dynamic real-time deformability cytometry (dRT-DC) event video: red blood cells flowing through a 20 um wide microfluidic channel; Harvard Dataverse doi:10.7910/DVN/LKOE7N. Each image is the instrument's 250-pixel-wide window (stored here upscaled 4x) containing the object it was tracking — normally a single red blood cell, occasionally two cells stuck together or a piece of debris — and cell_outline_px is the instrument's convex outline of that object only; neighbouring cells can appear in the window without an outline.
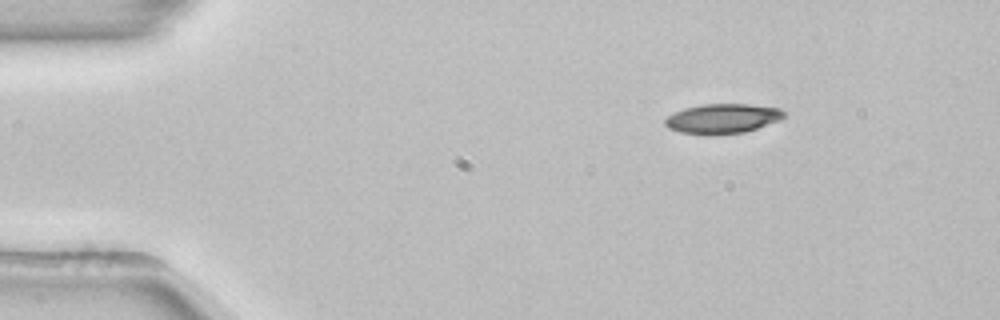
{"species": "common noctule bat (a hibernating species)", "species_latin": "Nyctalus noctula", "temperature_condition": "room temperature", "stored_images_in_passage": 47, "camera_frame_rate_fps": 3000, "um_per_image_px": 0.085, "animal": {"sex": "female", "body_mass_g": 22.7, "forearm_length_mm": 54.2}, "frame": {"image": 1, "passage_image": 1, "time_ms": 0.0, "image_size_px": [1000, 320], "cell_outline_px": [[784, 116], [780, 120], [744, 132], [680, 132], [668, 128], [664, 124], [664, 120], [668, 116], [684, 108], [704, 104], [752, 104], [780, 108], [784, 112]], "centroid_in_image_um": [61.44, 10.03], "position_along_channel_um": 23.6, "area_um2": 19.77}}
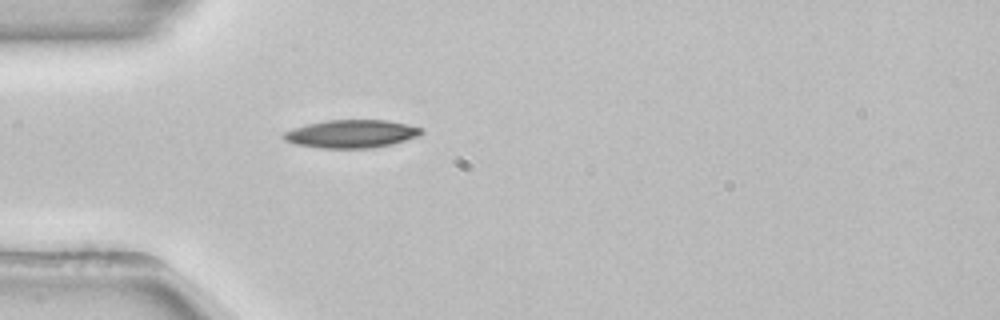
{"frame": {"image": 2, "passage_image": 9, "time_ms": 2.667, "image_size_px": [1000, 320], "cell_outline_px": [[424, 132], [420, 136], [392, 144], [372, 148], [320, 148], [296, 144], [284, 140], [280, 136], [284, 132], [292, 128], [308, 124], [328, 120], [388, 120], [420, 128]], "centroid_in_image_um": [29.84, 11.38], "position_along_channel_um": 55.2, "area_um2": 22.48}}
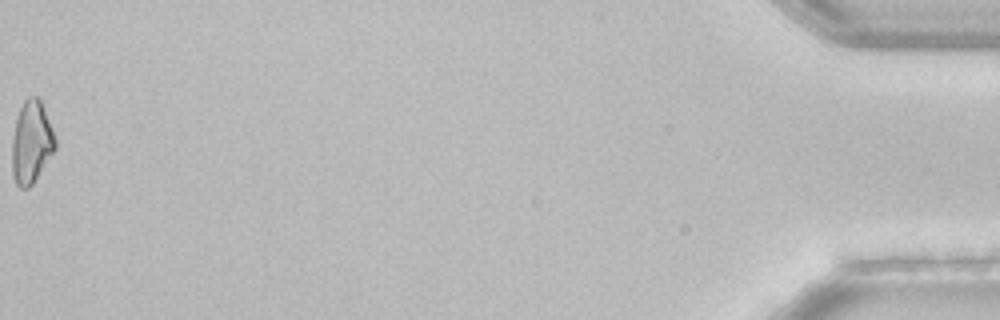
{"frame": {"image": 3, "passage_image": 47, "time_ms": 15.333, "image_size_px": [1000, 320], "cell_outline_px": [[56, 148], [32, 184], [28, 188], [20, 188], [16, 184], [12, 176], [12, 136], [16, 120], [20, 108], [24, 100], [28, 96], [36, 96], [40, 100], [56, 136]], "centroid_in_image_um": [2.66, 12.09], "position_along_channel_um": 432.5, "area_um2": 20.75}, "authors_computed_cell_mechanics": {"area_um2": 20.9814, "velocity_mm_per_s": 3.8661, "shape_relaxation_time_tau1_ms": 2.7581, "shape_relaxation_time_tau2_ms": null, "deformation_change_tau1": 0.1063, "deformation_change_tau2": null}}